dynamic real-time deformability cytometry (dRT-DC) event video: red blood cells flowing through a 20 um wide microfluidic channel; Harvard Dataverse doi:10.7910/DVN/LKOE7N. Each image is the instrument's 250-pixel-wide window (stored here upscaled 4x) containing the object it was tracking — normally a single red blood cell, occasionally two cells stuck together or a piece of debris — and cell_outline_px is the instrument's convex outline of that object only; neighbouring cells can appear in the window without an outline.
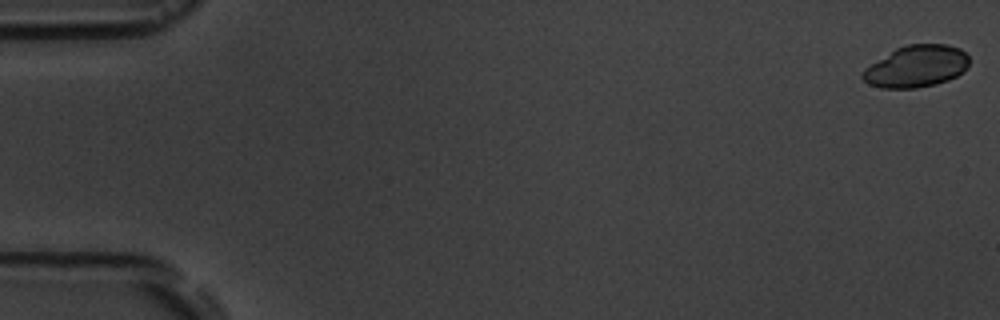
{"species": "common noctule bat (a hibernating species)", "species_latin": "Nyctalus noctula", "temperature_condition": "room temperature", "stored_images_in_passage": 5, "camera_frame_rate_fps": 3000, "um_per_image_px": 0.085, "animal": {"sex": "male", "body_mass_g": 19.5, "forearm_length_mm": 54.6}, "frame": {"image": 1, "passage_image": 1, "time_ms": 0.0, "image_size_px": [1000, 320], "cell_outline_px": [[968, 64], [956, 76], [948, 80], [936, 84], [916, 88], [880, 88], [868, 84], [860, 76], [860, 72], [864, 68], [896, 48], [908, 44], [948, 44], [960, 48], [968, 56]], "centroid_in_image_um": [77.84, 5.64], "position_along_channel_um": 7.2, "area_um2": 25.95}}
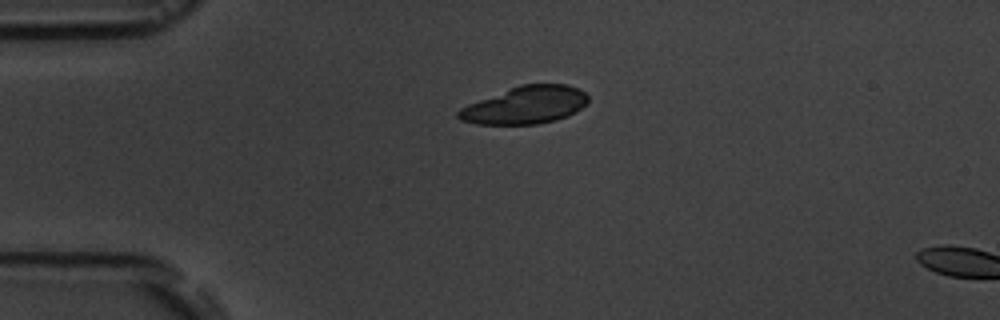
{"frame": {"image": 2, "passage_image": 4, "time_ms": 4.333, "image_size_px": [1000, 320], "cell_outline_px": [[588, 104], [576, 112], [568, 116], [556, 120], [536, 124], [476, 124], [460, 120], [456, 116], [456, 112], [460, 108], [468, 104], [520, 84], [568, 84], [584, 92], [588, 96]], "centroid_in_image_um": [44.66, 8.94], "position_along_channel_um": 40.3, "area_um2": 28.44}}